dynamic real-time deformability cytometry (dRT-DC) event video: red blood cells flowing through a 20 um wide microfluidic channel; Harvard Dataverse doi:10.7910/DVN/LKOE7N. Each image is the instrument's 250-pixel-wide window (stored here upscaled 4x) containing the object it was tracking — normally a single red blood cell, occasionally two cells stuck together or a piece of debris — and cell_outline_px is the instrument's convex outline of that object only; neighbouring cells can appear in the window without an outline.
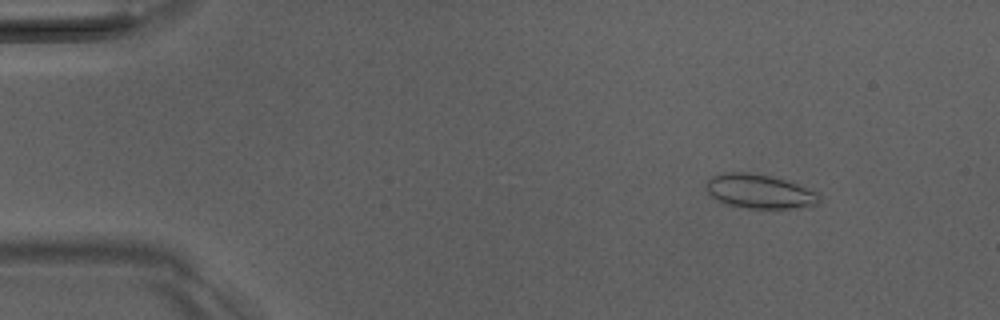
{"species": "Egyptian fruit bat (a non-hibernating species)", "species_latin": "Rousettus aegyptiacus", "temperature_condition": "room temperature", "stored_images_in_passage": 53, "segment_of_instrument_passage": [1, 2], "camera_frame_rate_fps": 3000, "um_per_image_px": 0.085, "animal": {"sex": "male"}, "frame": {"image": 1, "passage_image": 7, "time_ms": 2.0, "image_size_px": [1000, 320], "cell_outline_px": [[820, 200], [816, 204], [792, 208], [748, 208], [724, 204], [716, 200], [704, 188], [704, 184], [712, 176], [728, 172], [744, 172], [768, 176], [784, 180], [820, 192]], "centroid_in_image_um": [64.52, 16.27], "position_along_channel_um": 20.5, "area_um2": 22.37}}
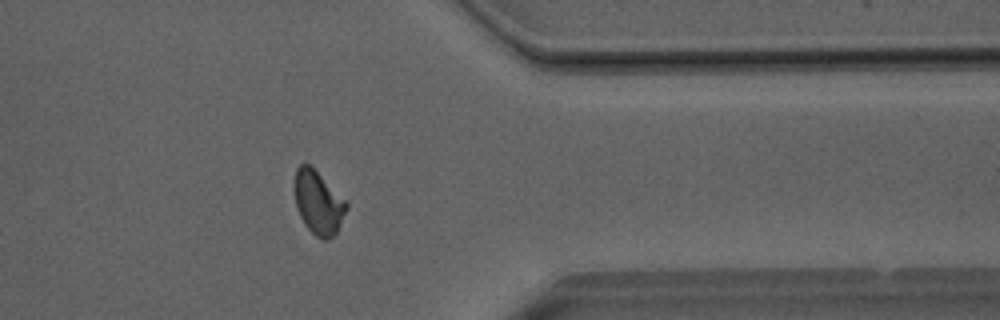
{"frame": {"image": 2, "passage_image": 42, "time_ms": 13.667, "image_size_px": [1000, 320], "cell_outline_px": [[348, 208], [336, 232], [328, 240], [324, 240], [316, 236], [304, 224], [296, 208], [296, 168], [304, 160], [348, 204]], "centroid_in_image_um": [27.05, 17.25], "position_along_channel_um": 384.4, "area_um2": 18.5}}
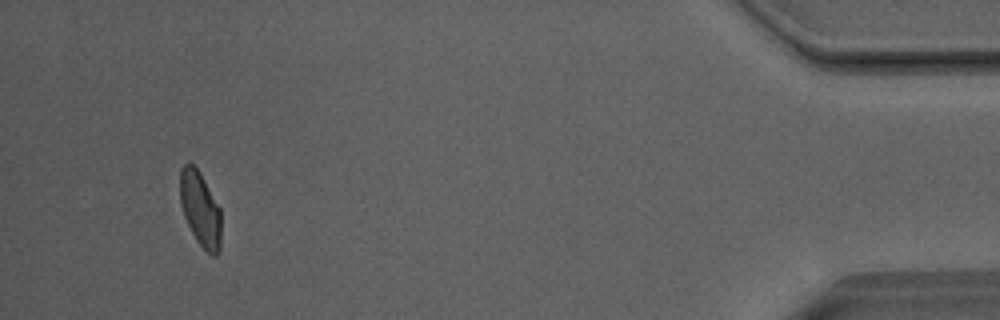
{"frame": {"image": 3, "passage_image": 49, "time_ms": 16.0, "image_size_px": [1000, 320], "cell_outline_px": [[220, 252], [216, 256], [212, 256], [196, 240], [184, 216], [180, 204], [180, 168], [188, 160], [200, 172], [220, 208]], "centroid_in_image_um": [17.01, 17.74], "position_along_channel_um": 418.2, "area_um2": 17.92}}